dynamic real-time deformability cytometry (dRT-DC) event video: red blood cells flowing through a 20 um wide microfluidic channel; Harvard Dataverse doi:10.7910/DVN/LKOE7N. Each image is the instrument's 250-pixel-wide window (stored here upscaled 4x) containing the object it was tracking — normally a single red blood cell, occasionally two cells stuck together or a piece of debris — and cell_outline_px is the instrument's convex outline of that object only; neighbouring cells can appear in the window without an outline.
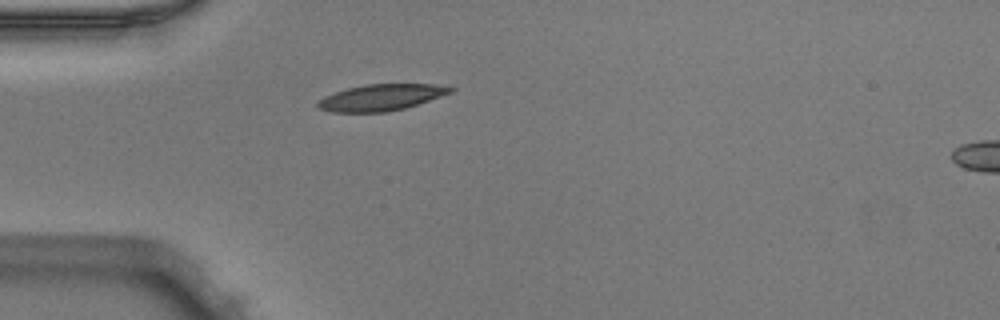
{"species": "Egyptian fruit bat (a non-hibernating species)", "species_latin": "Rousettus aegyptiacus", "temperature_condition": "warm", "stored_images_in_passage": 37, "camera_frame_rate_fps": 3000, "um_per_image_px": 0.085, "animal": {"sex": "male"}, "frame": {"image": 1, "passage_image": 1, "time_ms": 0.0, "image_size_px": [1000, 320], "cell_outline_px": [[456, 88], [452, 92], [404, 108], [388, 112], [332, 112], [320, 108], [316, 104], [324, 96], [348, 88], [368, 84], [432, 84]], "centroid_in_image_um": [32.39, 8.28], "position_along_channel_um": 52.6, "area_um2": 20.0}}
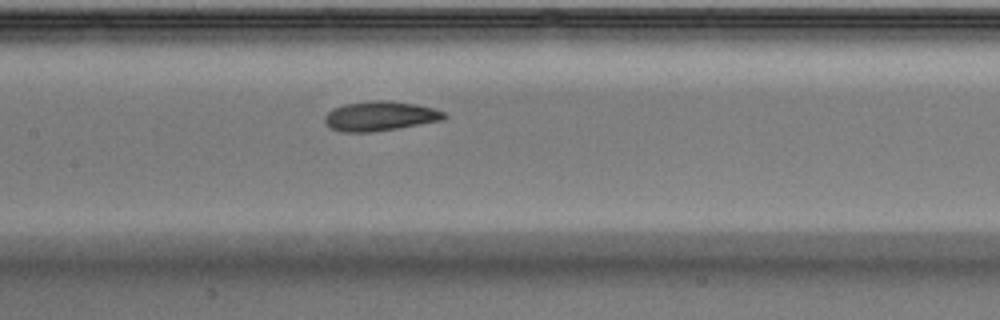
{"frame": {"image": 2, "passage_image": 11, "time_ms": 3.333, "image_size_px": [1000, 320], "cell_outline_px": [[448, 116], [444, 120], [400, 128], [372, 132], [340, 132], [324, 124], [324, 116], [332, 108], [344, 104], [372, 100], [388, 100], [416, 104], [432, 108], [444, 112]], "centroid_in_image_um": [32.29, 9.87], "position_along_channel_um": 175.1, "area_um2": 20.87}}
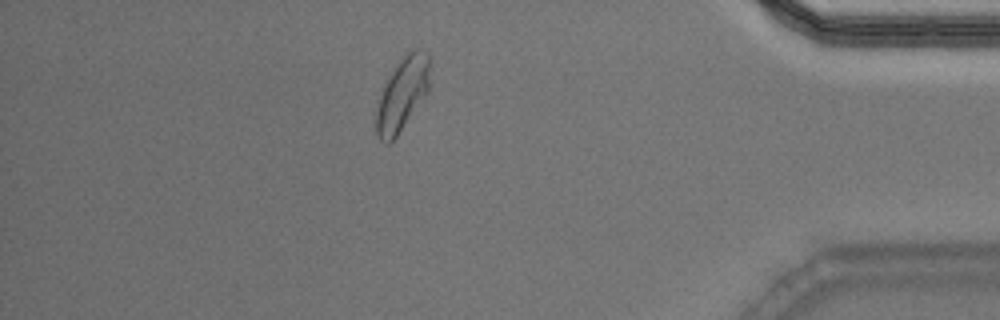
{"frame": {"image": 3, "passage_image": 31, "time_ms": 10.0, "image_size_px": [1000, 320], "cell_outline_px": [[428, 92], [396, 136], [388, 144], [384, 144], [380, 140], [376, 132], [376, 100], [384, 84], [400, 56], [408, 48], [420, 48], [428, 52]], "centroid_in_image_um": [34.15, 7.93], "position_along_channel_um": 401.0, "area_um2": 23.18}, "authors_computed_cell_mechanics": {"area_um2": 20.6924, "velocity_mm_per_s": 3.9395, "shape_relaxation_time_tau1_ms": 3.321, "shape_relaxation_time_tau2_ms": 1.9877, "deformation_change_tau1": 0.1093, "deformation_change_tau2": 0.0774}}